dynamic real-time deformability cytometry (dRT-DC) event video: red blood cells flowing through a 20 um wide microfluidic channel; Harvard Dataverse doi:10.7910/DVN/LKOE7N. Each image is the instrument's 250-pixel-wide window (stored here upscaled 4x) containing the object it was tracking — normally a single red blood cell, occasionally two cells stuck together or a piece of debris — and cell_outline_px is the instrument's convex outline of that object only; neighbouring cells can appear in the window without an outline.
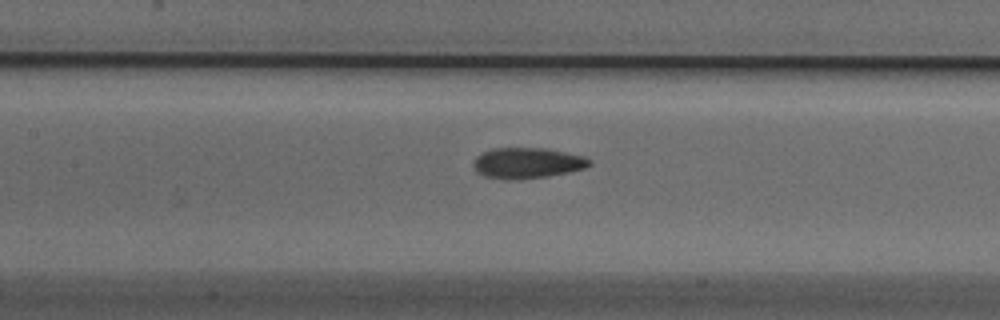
{"species": "Egyptian fruit bat (a non-hibernating species)", "species_latin": "Rousettus aegyptiacus", "temperature_condition": "cold", "stored_images_in_passage": 32, "camera_frame_rate_fps": 3000, "um_per_image_px": 0.085, "animal": {"sex": "male"}, "frame": {"image": 1, "passage_image": 13, "time_ms": 4.0, "image_size_px": [1000, 320], "cell_outline_px": [[592, 164], [584, 168], [568, 172], [548, 176], [512, 180], [508, 180], [484, 176], [476, 172], [472, 164], [472, 160], [480, 152], [492, 148], [544, 148], [584, 156], [592, 160]], "centroid_in_image_um": [44.76, 13.85], "position_along_channel_um": 162.6, "area_um2": 20.98}}
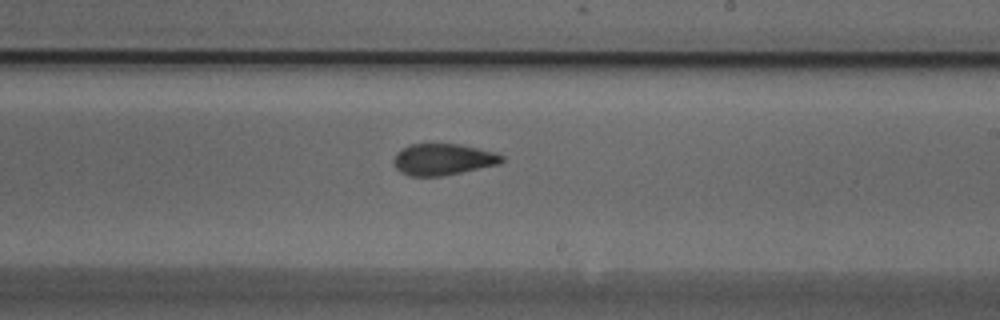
{"frame": {"image": 2, "passage_image": 20, "time_ms": 6.333, "image_size_px": [1000, 320], "cell_outline_px": [[504, 160], [500, 164], [440, 176], [412, 176], [400, 172], [396, 168], [392, 160], [396, 152], [408, 144], [460, 144], [496, 152], [504, 156]], "centroid_in_image_um": [37.64, 13.54], "position_along_channel_um": 251.4, "area_um2": 19.88}}
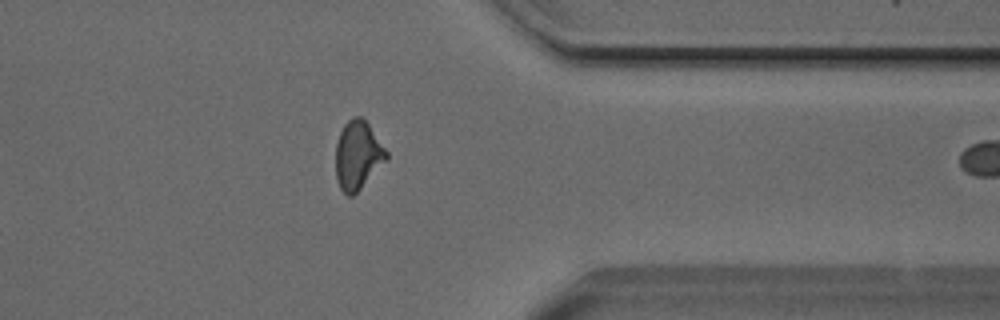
{"frame": {"image": 3, "passage_image": 31, "time_ms": 10.0, "image_size_px": [1000, 320], "cell_outline_px": [[388, 160], [352, 196], [348, 196], [340, 188], [336, 180], [336, 144], [340, 132], [344, 124], [352, 116], [360, 116], [368, 124], [388, 152]], "centroid_in_image_um": [30.41, 13.19], "position_along_channel_um": 381.0, "area_um2": 20.17}}